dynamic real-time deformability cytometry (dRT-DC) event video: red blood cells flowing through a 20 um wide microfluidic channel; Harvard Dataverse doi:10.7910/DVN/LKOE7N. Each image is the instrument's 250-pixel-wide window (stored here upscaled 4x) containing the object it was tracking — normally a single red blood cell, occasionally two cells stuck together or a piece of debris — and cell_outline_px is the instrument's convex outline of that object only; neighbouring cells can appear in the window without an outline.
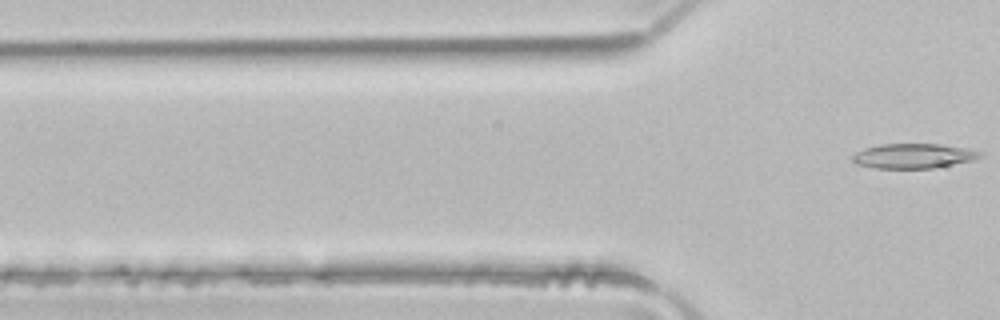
{"species": "common noctule bat (a hibernating species)", "species_latin": "Nyctalus noctula", "temperature_condition": "room temperature", "stored_images_in_passage": 4, "camera_frame_rate_fps": 3000, "um_per_image_px": 0.085, "animal": {"sex": "male", "body_mass_g": 21.5, "forearm_length_mm": 52.0}, "frame": {"image": 1, "passage_image": 4, "time_ms": 1.0, "image_size_px": [1000, 320], "cell_outline_px": [[984, 156], [972, 160], [932, 168], [876, 168], [856, 164], [852, 160], [852, 156], [856, 152], [864, 148], [880, 144], [940, 144], [968, 148], [984, 152]], "centroid_in_image_um": [77.66, 13.24], "position_along_channel_um": 48.1, "area_um2": 18.44}}